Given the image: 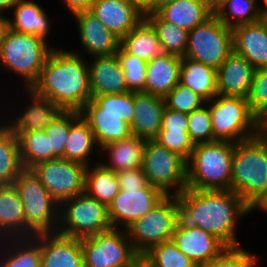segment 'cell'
Wrapping results in <instances>:
<instances>
[{"instance_id":"cell-1","label":"cell","mask_w":267,"mask_h":267,"mask_svg":"<svg viewBox=\"0 0 267 267\" xmlns=\"http://www.w3.org/2000/svg\"><path fill=\"white\" fill-rule=\"evenodd\" d=\"M253 209L232 190L186 188L176 196V227H199L227 247H239L236 223Z\"/></svg>"},{"instance_id":"cell-2","label":"cell","mask_w":267,"mask_h":267,"mask_svg":"<svg viewBox=\"0 0 267 267\" xmlns=\"http://www.w3.org/2000/svg\"><path fill=\"white\" fill-rule=\"evenodd\" d=\"M88 65L80 53L53 48L31 89L63 111L80 112L93 96Z\"/></svg>"},{"instance_id":"cell-3","label":"cell","mask_w":267,"mask_h":267,"mask_svg":"<svg viewBox=\"0 0 267 267\" xmlns=\"http://www.w3.org/2000/svg\"><path fill=\"white\" fill-rule=\"evenodd\" d=\"M231 190L253 210L267 198V137L257 134L234 144Z\"/></svg>"},{"instance_id":"cell-4","label":"cell","mask_w":267,"mask_h":267,"mask_svg":"<svg viewBox=\"0 0 267 267\" xmlns=\"http://www.w3.org/2000/svg\"><path fill=\"white\" fill-rule=\"evenodd\" d=\"M234 143L214 141L195 144L187 161V188L231 190Z\"/></svg>"},{"instance_id":"cell-5","label":"cell","mask_w":267,"mask_h":267,"mask_svg":"<svg viewBox=\"0 0 267 267\" xmlns=\"http://www.w3.org/2000/svg\"><path fill=\"white\" fill-rule=\"evenodd\" d=\"M24 206L25 238L56 233L60 204L31 169H24L13 184Z\"/></svg>"},{"instance_id":"cell-6","label":"cell","mask_w":267,"mask_h":267,"mask_svg":"<svg viewBox=\"0 0 267 267\" xmlns=\"http://www.w3.org/2000/svg\"><path fill=\"white\" fill-rule=\"evenodd\" d=\"M47 39L9 28L0 49V62L8 71L20 75L31 88L38 80L45 61L53 50Z\"/></svg>"},{"instance_id":"cell-7","label":"cell","mask_w":267,"mask_h":267,"mask_svg":"<svg viewBox=\"0 0 267 267\" xmlns=\"http://www.w3.org/2000/svg\"><path fill=\"white\" fill-rule=\"evenodd\" d=\"M207 103L214 141L235 144L259 134V118L251 111L247 98L216 95Z\"/></svg>"},{"instance_id":"cell-8","label":"cell","mask_w":267,"mask_h":267,"mask_svg":"<svg viewBox=\"0 0 267 267\" xmlns=\"http://www.w3.org/2000/svg\"><path fill=\"white\" fill-rule=\"evenodd\" d=\"M59 220L61 223H59L57 233L78 239L112 228L108 217V207L90 197L86 192L60 204Z\"/></svg>"},{"instance_id":"cell-9","label":"cell","mask_w":267,"mask_h":267,"mask_svg":"<svg viewBox=\"0 0 267 267\" xmlns=\"http://www.w3.org/2000/svg\"><path fill=\"white\" fill-rule=\"evenodd\" d=\"M142 168L149 184L165 195L178 196L187 188V161L154 139L146 141Z\"/></svg>"},{"instance_id":"cell-10","label":"cell","mask_w":267,"mask_h":267,"mask_svg":"<svg viewBox=\"0 0 267 267\" xmlns=\"http://www.w3.org/2000/svg\"><path fill=\"white\" fill-rule=\"evenodd\" d=\"M84 267H137L141 256L125 232L111 228L81 239Z\"/></svg>"},{"instance_id":"cell-11","label":"cell","mask_w":267,"mask_h":267,"mask_svg":"<svg viewBox=\"0 0 267 267\" xmlns=\"http://www.w3.org/2000/svg\"><path fill=\"white\" fill-rule=\"evenodd\" d=\"M234 51L233 31L215 14L188 32L186 58L202 62L216 70Z\"/></svg>"},{"instance_id":"cell-12","label":"cell","mask_w":267,"mask_h":267,"mask_svg":"<svg viewBox=\"0 0 267 267\" xmlns=\"http://www.w3.org/2000/svg\"><path fill=\"white\" fill-rule=\"evenodd\" d=\"M175 227L176 196L166 195L125 230L135 251L142 256L152 246L172 240Z\"/></svg>"},{"instance_id":"cell-13","label":"cell","mask_w":267,"mask_h":267,"mask_svg":"<svg viewBox=\"0 0 267 267\" xmlns=\"http://www.w3.org/2000/svg\"><path fill=\"white\" fill-rule=\"evenodd\" d=\"M86 169L81 163L63 158L44 161L31 168L59 204L85 192Z\"/></svg>"},{"instance_id":"cell-14","label":"cell","mask_w":267,"mask_h":267,"mask_svg":"<svg viewBox=\"0 0 267 267\" xmlns=\"http://www.w3.org/2000/svg\"><path fill=\"white\" fill-rule=\"evenodd\" d=\"M166 195L148 184L146 187L124 189L118 192L108 206V217L113 228L118 224L126 229L134 221L143 217Z\"/></svg>"},{"instance_id":"cell-15","label":"cell","mask_w":267,"mask_h":267,"mask_svg":"<svg viewBox=\"0 0 267 267\" xmlns=\"http://www.w3.org/2000/svg\"><path fill=\"white\" fill-rule=\"evenodd\" d=\"M33 238L41 245V267H84L81 239L59 233H40Z\"/></svg>"},{"instance_id":"cell-16","label":"cell","mask_w":267,"mask_h":267,"mask_svg":"<svg viewBox=\"0 0 267 267\" xmlns=\"http://www.w3.org/2000/svg\"><path fill=\"white\" fill-rule=\"evenodd\" d=\"M90 12L120 39L144 19L143 12L130 0H96Z\"/></svg>"},{"instance_id":"cell-17","label":"cell","mask_w":267,"mask_h":267,"mask_svg":"<svg viewBox=\"0 0 267 267\" xmlns=\"http://www.w3.org/2000/svg\"><path fill=\"white\" fill-rule=\"evenodd\" d=\"M172 240L198 266L209 263L227 248L216 236L199 227H175Z\"/></svg>"},{"instance_id":"cell-18","label":"cell","mask_w":267,"mask_h":267,"mask_svg":"<svg viewBox=\"0 0 267 267\" xmlns=\"http://www.w3.org/2000/svg\"><path fill=\"white\" fill-rule=\"evenodd\" d=\"M73 16L79 25L83 50L93 57L114 55L118 52L121 39L107 30L90 11H82Z\"/></svg>"},{"instance_id":"cell-19","label":"cell","mask_w":267,"mask_h":267,"mask_svg":"<svg viewBox=\"0 0 267 267\" xmlns=\"http://www.w3.org/2000/svg\"><path fill=\"white\" fill-rule=\"evenodd\" d=\"M255 68L234 51L217 69V95L248 98Z\"/></svg>"},{"instance_id":"cell-20","label":"cell","mask_w":267,"mask_h":267,"mask_svg":"<svg viewBox=\"0 0 267 267\" xmlns=\"http://www.w3.org/2000/svg\"><path fill=\"white\" fill-rule=\"evenodd\" d=\"M234 52L255 69L267 68V27L262 20L232 28Z\"/></svg>"},{"instance_id":"cell-21","label":"cell","mask_w":267,"mask_h":267,"mask_svg":"<svg viewBox=\"0 0 267 267\" xmlns=\"http://www.w3.org/2000/svg\"><path fill=\"white\" fill-rule=\"evenodd\" d=\"M164 98L145 92H134V116L130 124L132 135L154 139L162 128Z\"/></svg>"},{"instance_id":"cell-22","label":"cell","mask_w":267,"mask_h":267,"mask_svg":"<svg viewBox=\"0 0 267 267\" xmlns=\"http://www.w3.org/2000/svg\"><path fill=\"white\" fill-rule=\"evenodd\" d=\"M80 115L88 122L95 136L97 150L108 143L126 139L132 135L127 122L118 114L102 113V109L92 99L84 105Z\"/></svg>"},{"instance_id":"cell-23","label":"cell","mask_w":267,"mask_h":267,"mask_svg":"<svg viewBox=\"0 0 267 267\" xmlns=\"http://www.w3.org/2000/svg\"><path fill=\"white\" fill-rule=\"evenodd\" d=\"M93 58L92 63L88 65L90 89L93 96L129 91L124 71L116 54Z\"/></svg>"},{"instance_id":"cell-24","label":"cell","mask_w":267,"mask_h":267,"mask_svg":"<svg viewBox=\"0 0 267 267\" xmlns=\"http://www.w3.org/2000/svg\"><path fill=\"white\" fill-rule=\"evenodd\" d=\"M181 57L162 53L147 62L144 92L165 97L180 83Z\"/></svg>"},{"instance_id":"cell-25","label":"cell","mask_w":267,"mask_h":267,"mask_svg":"<svg viewBox=\"0 0 267 267\" xmlns=\"http://www.w3.org/2000/svg\"><path fill=\"white\" fill-rule=\"evenodd\" d=\"M28 94L33 99L32 104L17 116L16 120L7 121V126L18 136L22 132L45 129L63 110L51 100L27 88Z\"/></svg>"},{"instance_id":"cell-26","label":"cell","mask_w":267,"mask_h":267,"mask_svg":"<svg viewBox=\"0 0 267 267\" xmlns=\"http://www.w3.org/2000/svg\"><path fill=\"white\" fill-rule=\"evenodd\" d=\"M156 14L163 20L188 32L204 23L214 14L208 0H176L159 9Z\"/></svg>"},{"instance_id":"cell-27","label":"cell","mask_w":267,"mask_h":267,"mask_svg":"<svg viewBox=\"0 0 267 267\" xmlns=\"http://www.w3.org/2000/svg\"><path fill=\"white\" fill-rule=\"evenodd\" d=\"M25 238V214L21 198L13 184L0 185V240Z\"/></svg>"},{"instance_id":"cell-28","label":"cell","mask_w":267,"mask_h":267,"mask_svg":"<svg viewBox=\"0 0 267 267\" xmlns=\"http://www.w3.org/2000/svg\"><path fill=\"white\" fill-rule=\"evenodd\" d=\"M146 141V138L131 135L126 139L104 145L100 151L108 153L110 162L101 164L115 173L142 167Z\"/></svg>"},{"instance_id":"cell-29","label":"cell","mask_w":267,"mask_h":267,"mask_svg":"<svg viewBox=\"0 0 267 267\" xmlns=\"http://www.w3.org/2000/svg\"><path fill=\"white\" fill-rule=\"evenodd\" d=\"M94 146L98 145L88 122L80 112L70 111L69 135L62 158L90 166L88 157Z\"/></svg>"},{"instance_id":"cell-30","label":"cell","mask_w":267,"mask_h":267,"mask_svg":"<svg viewBox=\"0 0 267 267\" xmlns=\"http://www.w3.org/2000/svg\"><path fill=\"white\" fill-rule=\"evenodd\" d=\"M180 84L208 102L217 95V70L202 62L182 57Z\"/></svg>"},{"instance_id":"cell-31","label":"cell","mask_w":267,"mask_h":267,"mask_svg":"<svg viewBox=\"0 0 267 267\" xmlns=\"http://www.w3.org/2000/svg\"><path fill=\"white\" fill-rule=\"evenodd\" d=\"M120 46L145 62L163 53L155 28L145 18L121 39Z\"/></svg>"},{"instance_id":"cell-32","label":"cell","mask_w":267,"mask_h":267,"mask_svg":"<svg viewBox=\"0 0 267 267\" xmlns=\"http://www.w3.org/2000/svg\"><path fill=\"white\" fill-rule=\"evenodd\" d=\"M14 8V19L10 28L15 31L35 34L46 39L50 31V19L43 8L31 0H18Z\"/></svg>"},{"instance_id":"cell-33","label":"cell","mask_w":267,"mask_h":267,"mask_svg":"<svg viewBox=\"0 0 267 267\" xmlns=\"http://www.w3.org/2000/svg\"><path fill=\"white\" fill-rule=\"evenodd\" d=\"M2 123H0V185H11L24 167L21 162L18 137L6 123Z\"/></svg>"},{"instance_id":"cell-34","label":"cell","mask_w":267,"mask_h":267,"mask_svg":"<svg viewBox=\"0 0 267 267\" xmlns=\"http://www.w3.org/2000/svg\"><path fill=\"white\" fill-rule=\"evenodd\" d=\"M120 191L118 178L115 172L101 163L95 167L87 166L85 192L107 207Z\"/></svg>"},{"instance_id":"cell-35","label":"cell","mask_w":267,"mask_h":267,"mask_svg":"<svg viewBox=\"0 0 267 267\" xmlns=\"http://www.w3.org/2000/svg\"><path fill=\"white\" fill-rule=\"evenodd\" d=\"M17 137L24 169H31L38 163L58 158L50 149L49 138L44 129L22 132Z\"/></svg>"},{"instance_id":"cell-36","label":"cell","mask_w":267,"mask_h":267,"mask_svg":"<svg viewBox=\"0 0 267 267\" xmlns=\"http://www.w3.org/2000/svg\"><path fill=\"white\" fill-rule=\"evenodd\" d=\"M154 28L163 53L184 57L188 44V31L163 21L156 13L144 17Z\"/></svg>"},{"instance_id":"cell-37","label":"cell","mask_w":267,"mask_h":267,"mask_svg":"<svg viewBox=\"0 0 267 267\" xmlns=\"http://www.w3.org/2000/svg\"><path fill=\"white\" fill-rule=\"evenodd\" d=\"M256 0H222L214 7V14L228 27L261 20V8Z\"/></svg>"},{"instance_id":"cell-38","label":"cell","mask_w":267,"mask_h":267,"mask_svg":"<svg viewBox=\"0 0 267 267\" xmlns=\"http://www.w3.org/2000/svg\"><path fill=\"white\" fill-rule=\"evenodd\" d=\"M146 267H199L184 255L173 240L152 246L141 256Z\"/></svg>"},{"instance_id":"cell-39","label":"cell","mask_w":267,"mask_h":267,"mask_svg":"<svg viewBox=\"0 0 267 267\" xmlns=\"http://www.w3.org/2000/svg\"><path fill=\"white\" fill-rule=\"evenodd\" d=\"M92 100L102 109V113L118 114L122 120L131 124L134 116V92L92 96Z\"/></svg>"},{"instance_id":"cell-40","label":"cell","mask_w":267,"mask_h":267,"mask_svg":"<svg viewBox=\"0 0 267 267\" xmlns=\"http://www.w3.org/2000/svg\"><path fill=\"white\" fill-rule=\"evenodd\" d=\"M116 55L125 74L127 89L144 92L147 62L128 54L121 46Z\"/></svg>"},{"instance_id":"cell-41","label":"cell","mask_w":267,"mask_h":267,"mask_svg":"<svg viewBox=\"0 0 267 267\" xmlns=\"http://www.w3.org/2000/svg\"><path fill=\"white\" fill-rule=\"evenodd\" d=\"M165 107L170 110L189 114L199 109L206 101L190 88L178 83L165 97Z\"/></svg>"},{"instance_id":"cell-42","label":"cell","mask_w":267,"mask_h":267,"mask_svg":"<svg viewBox=\"0 0 267 267\" xmlns=\"http://www.w3.org/2000/svg\"><path fill=\"white\" fill-rule=\"evenodd\" d=\"M160 145L165 146L182 156L188 161L195 147L194 142L190 139L188 129H161L154 138Z\"/></svg>"},{"instance_id":"cell-43","label":"cell","mask_w":267,"mask_h":267,"mask_svg":"<svg viewBox=\"0 0 267 267\" xmlns=\"http://www.w3.org/2000/svg\"><path fill=\"white\" fill-rule=\"evenodd\" d=\"M188 133L194 144L214 142L211 114L207 102L188 114Z\"/></svg>"},{"instance_id":"cell-44","label":"cell","mask_w":267,"mask_h":267,"mask_svg":"<svg viewBox=\"0 0 267 267\" xmlns=\"http://www.w3.org/2000/svg\"><path fill=\"white\" fill-rule=\"evenodd\" d=\"M70 111H62L44 130L49 138L50 149L58 157L64 156L69 135Z\"/></svg>"},{"instance_id":"cell-45","label":"cell","mask_w":267,"mask_h":267,"mask_svg":"<svg viewBox=\"0 0 267 267\" xmlns=\"http://www.w3.org/2000/svg\"><path fill=\"white\" fill-rule=\"evenodd\" d=\"M247 100L258 118L267 112V68L255 69Z\"/></svg>"},{"instance_id":"cell-46","label":"cell","mask_w":267,"mask_h":267,"mask_svg":"<svg viewBox=\"0 0 267 267\" xmlns=\"http://www.w3.org/2000/svg\"><path fill=\"white\" fill-rule=\"evenodd\" d=\"M257 257L242 247H227L217 258L199 267H256Z\"/></svg>"},{"instance_id":"cell-47","label":"cell","mask_w":267,"mask_h":267,"mask_svg":"<svg viewBox=\"0 0 267 267\" xmlns=\"http://www.w3.org/2000/svg\"><path fill=\"white\" fill-rule=\"evenodd\" d=\"M19 267H41V245L33 237L19 238Z\"/></svg>"},{"instance_id":"cell-48","label":"cell","mask_w":267,"mask_h":267,"mask_svg":"<svg viewBox=\"0 0 267 267\" xmlns=\"http://www.w3.org/2000/svg\"><path fill=\"white\" fill-rule=\"evenodd\" d=\"M121 190L146 187L149 182L142 167L116 172Z\"/></svg>"},{"instance_id":"cell-49","label":"cell","mask_w":267,"mask_h":267,"mask_svg":"<svg viewBox=\"0 0 267 267\" xmlns=\"http://www.w3.org/2000/svg\"><path fill=\"white\" fill-rule=\"evenodd\" d=\"M5 240H6V244H5ZM15 240V241H14ZM2 241V242H1ZM5 244L3 245V247L6 248H0V250H2V255L0 254V267H19V238H7L6 239H1L0 240V246L2 247L1 244ZM8 243V244H7ZM8 246V247H7ZM10 246V248H9ZM6 249V250H4ZM3 251H5L6 253H4ZM8 252V254H7Z\"/></svg>"},{"instance_id":"cell-50","label":"cell","mask_w":267,"mask_h":267,"mask_svg":"<svg viewBox=\"0 0 267 267\" xmlns=\"http://www.w3.org/2000/svg\"><path fill=\"white\" fill-rule=\"evenodd\" d=\"M188 115L165 108L161 129H188Z\"/></svg>"},{"instance_id":"cell-51","label":"cell","mask_w":267,"mask_h":267,"mask_svg":"<svg viewBox=\"0 0 267 267\" xmlns=\"http://www.w3.org/2000/svg\"><path fill=\"white\" fill-rule=\"evenodd\" d=\"M96 0H62L64 6L69 9L72 15L82 12V11H90L92 5Z\"/></svg>"},{"instance_id":"cell-52","label":"cell","mask_w":267,"mask_h":267,"mask_svg":"<svg viewBox=\"0 0 267 267\" xmlns=\"http://www.w3.org/2000/svg\"><path fill=\"white\" fill-rule=\"evenodd\" d=\"M176 0H152L151 5L143 12L144 17L149 14L156 13L159 9L168 5Z\"/></svg>"},{"instance_id":"cell-53","label":"cell","mask_w":267,"mask_h":267,"mask_svg":"<svg viewBox=\"0 0 267 267\" xmlns=\"http://www.w3.org/2000/svg\"><path fill=\"white\" fill-rule=\"evenodd\" d=\"M9 28H10V18H8L7 16L5 17L3 16V14L0 13V49Z\"/></svg>"},{"instance_id":"cell-54","label":"cell","mask_w":267,"mask_h":267,"mask_svg":"<svg viewBox=\"0 0 267 267\" xmlns=\"http://www.w3.org/2000/svg\"><path fill=\"white\" fill-rule=\"evenodd\" d=\"M259 134L267 137V112L259 118Z\"/></svg>"},{"instance_id":"cell-55","label":"cell","mask_w":267,"mask_h":267,"mask_svg":"<svg viewBox=\"0 0 267 267\" xmlns=\"http://www.w3.org/2000/svg\"><path fill=\"white\" fill-rule=\"evenodd\" d=\"M17 2L18 0H0V13L13 8Z\"/></svg>"},{"instance_id":"cell-56","label":"cell","mask_w":267,"mask_h":267,"mask_svg":"<svg viewBox=\"0 0 267 267\" xmlns=\"http://www.w3.org/2000/svg\"><path fill=\"white\" fill-rule=\"evenodd\" d=\"M135 4L142 12H144L150 5L152 0H130Z\"/></svg>"},{"instance_id":"cell-57","label":"cell","mask_w":267,"mask_h":267,"mask_svg":"<svg viewBox=\"0 0 267 267\" xmlns=\"http://www.w3.org/2000/svg\"><path fill=\"white\" fill-rule=\"evenodd\" d=\"M257 209L267 212V198L264 200V202Z\"/></svg>"},{"instance_id":"cell-58","label":"cell","mask_w":267,"mask_h":267,"mask_svg":"<svg viewBox=\"0 0 267 267\" xmlns=\"http://www.w3.org/2000/svg\"><path fill=\"white\" fill-rule=\"evenodd\" d=\"M261 20L267 27V11L261 13Z\"/></svg>"},{"instance_id":"cell-59","label":"cell","mask_w":267,"mask_h":267,"mask_svg":"<svg viewBox=\"0 0 267 267\" xmlns=\"http://www.w3.org/2000/svg\"><path fill=\"white\" fill-rule=\"evenodd\" d=\"M222 0H208V2L215 7L218 3H220Z\"/></svg>"},{"instance_id":"cell-60","label":"cell","mask_w":267,"mask_h":267,"mask_svg":"<svg viewBox=\"0 0 267 267\" xmlns=\"http://www.w3.org/2000/svg\"><path fill=\"white\" fill-rule=\"evenodd\" d=\"M262 2L264 3V7L262 8L261 6V11L262 12L267 11V0H262Z\"/></svg>"},{"instance_id":"cell-61","label":"cell","mask_w":267,"mask_h":267,"mask_svg":"<svg viewBox=\"0 0 267 267\" xmlns=\"http://www.w3.org/2000/svg\"><path fill=\"white\" fill-rule=\"evenodd\" d=\"M137 267H146V266L142 262H140Z\"/></svg>"}]
</instances>
